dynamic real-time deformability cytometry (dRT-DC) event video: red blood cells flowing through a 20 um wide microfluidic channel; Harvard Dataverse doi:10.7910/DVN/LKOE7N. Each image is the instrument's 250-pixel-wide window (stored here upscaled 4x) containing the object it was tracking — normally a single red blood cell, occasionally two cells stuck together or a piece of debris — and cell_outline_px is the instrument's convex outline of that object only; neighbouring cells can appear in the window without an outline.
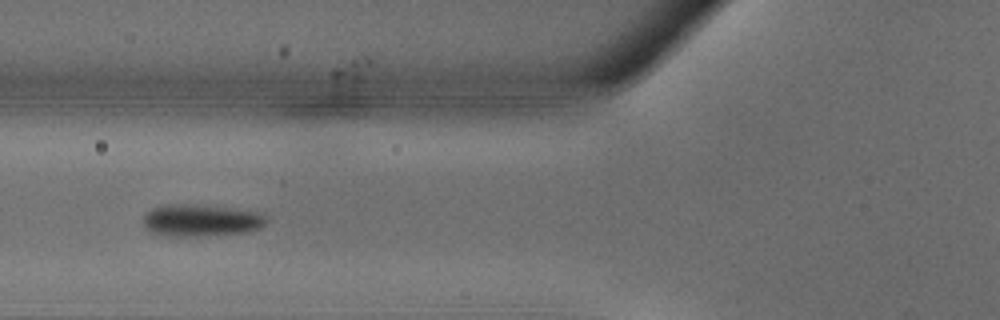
{"species": "common noctule bat (a hibernating species)", "species_latin": "Nyctalus noctula", "temperature_condition": "warm", "stored_images_in_passage": 32, "camera_frame_rate_fps": 3000, "um_per_image_px": 0.085, "animal": {"sex": "male", "body_mass_g": 18.8}, "frame": {"image": 1, "passage_image": 12, "time_ms": 3.667, "image_size_px": [1000, 320], "cell_outline_px": [[268, 220], [260, 228], [244, 232], [188, 236], [156, 236], [148, 232], [144, 228], [144, 212], [152, 208], [168, 204], [184, 204], [224, 208], [256, 212], [264, 216]], "centroid_in_image_um": [16.95, 18.75], "position_along_channel_um": 108.8, "area_um2": 22.66}}
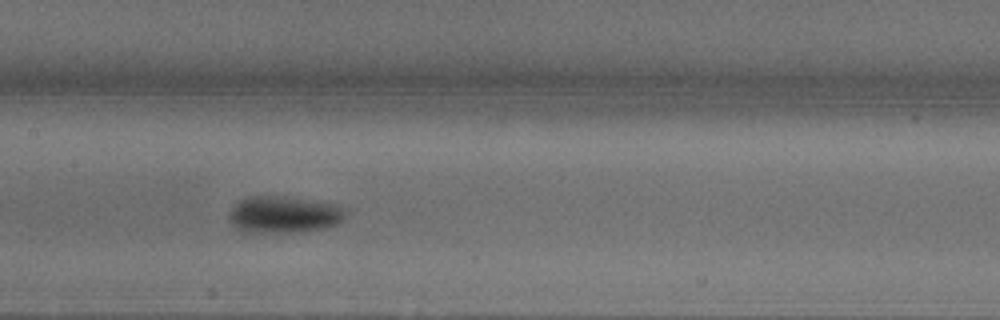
{"frame": {"image": 2, "passage_image": 16, "time_ms": 5.0, "image_size_px": [1000, 320], "cell_outline_px": [[344, 216], [336, 224], [324, 228], [268, 232], [244, 232], [232, 224], [228, 216], [228, 212], [232, 204], [248, 196], [288, 196], [336, 204], [344, 208]], "centroid_in_image_um": [24.05, 18.19], "position_along_channel_um": 183.4, "area_um2": 24.68}}
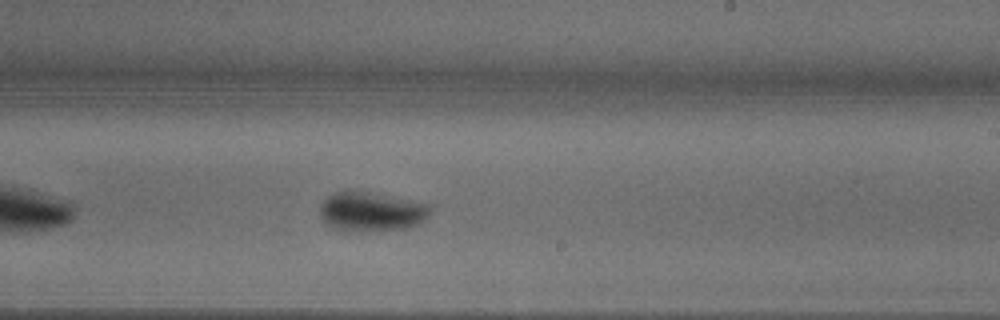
{"frame": {"image": 3, "passage_image": 20, "time_ms": 6.333, "image_size_px": [1000, 320], "cell_outline_px": [[432, 204], [428, 216], [420, 224], [404, 228], [360, 232], [340, 232], [332, 228], [320, 216], [320, 204], [332, 192], [360, 192]], "centroid_in_image_um": [31.53, 18.04], "position_along_channel_um": 257.5, "area_um2": 25.09}}